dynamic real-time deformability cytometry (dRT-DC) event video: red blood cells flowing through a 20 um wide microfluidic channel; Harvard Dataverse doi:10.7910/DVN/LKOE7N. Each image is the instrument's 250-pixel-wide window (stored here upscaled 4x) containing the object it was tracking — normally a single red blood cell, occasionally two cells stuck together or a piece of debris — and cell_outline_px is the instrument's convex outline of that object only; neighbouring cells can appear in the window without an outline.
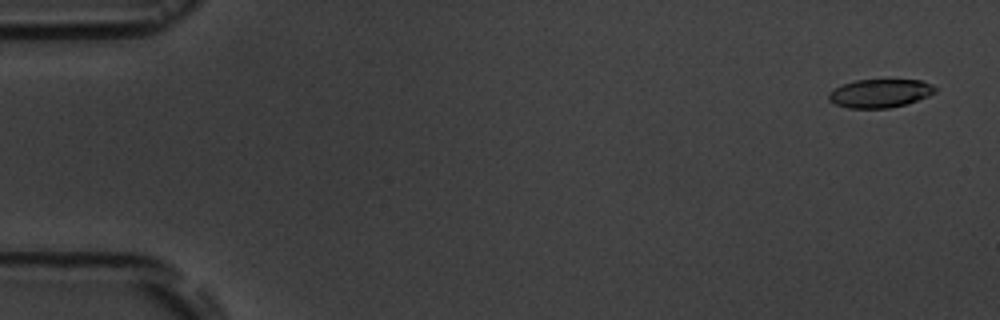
{"species": "common noctule bat (a hibernating species)", "species_latin": "Nyctalus noctula", "temperature_condition": "room temperature", "stored_images_in_passage": 6, "segment_of_instrument_passage": [1, 2], "camera_frame_rate_fps": 3000, "um_per_image_px": 0.085, "animal": {"sex": "male", "body_mass_g": 19.5, "forearm_length_mm": 54.6}, "frame": {"image": 1, "passage_image": 1, "time_ms": 0.0, "image_size_px": [1000, 320], "cell_outline_px": [[936, 92], [928, 96], [904, 104], [888, 108], [848, 108], [836, 104], [828, 100], [828, 96], [836, 88], [844, 84], [856, 80], [920, 80], [932, 84], [936, 88]], "centroid_in_image_um": [74.82, 7.93], "position_along_channel_um": 10.2, "area_um2": 17.34}}